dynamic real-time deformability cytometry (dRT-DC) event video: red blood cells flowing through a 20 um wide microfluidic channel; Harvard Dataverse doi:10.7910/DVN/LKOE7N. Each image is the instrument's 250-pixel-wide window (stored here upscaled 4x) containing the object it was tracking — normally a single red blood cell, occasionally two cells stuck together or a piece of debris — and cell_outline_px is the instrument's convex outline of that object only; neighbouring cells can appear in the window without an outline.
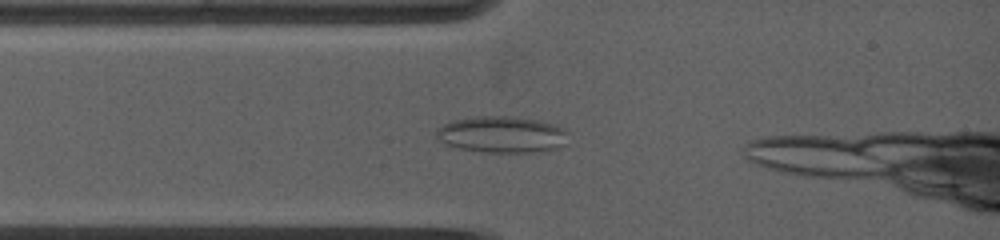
{"species": "common noctule bat (a hibernating species)", "species_latin": "Nyctalus noctula", "temperature_condition": "warm", "stored_images_in_passage": 5, "camera_frame_rate_fps": 5000, "um_per_image_px": 0.085, "animal": {"sex": "female", "body_mass_g": 19.0, "forearm_length_mm": 53.3}, "frame": {"image": 1, "passage_image": 4, "time_ms": 1.2, "image_size_px": [1000, 240], "cell_outline_px": [[568, 132], [560, 144], [556, 148], [548, 152], [484, 152], [460, 148], [448, 144], [440, 140], [436, 136], [436, 128], [452, 120], [476, 116], [512, 116], [540, 120], [564, 128]], "centroid_in_image_um": [42.64, 11.42], "position_along_channel_um": 42.4, "area_um2": 27.92}}